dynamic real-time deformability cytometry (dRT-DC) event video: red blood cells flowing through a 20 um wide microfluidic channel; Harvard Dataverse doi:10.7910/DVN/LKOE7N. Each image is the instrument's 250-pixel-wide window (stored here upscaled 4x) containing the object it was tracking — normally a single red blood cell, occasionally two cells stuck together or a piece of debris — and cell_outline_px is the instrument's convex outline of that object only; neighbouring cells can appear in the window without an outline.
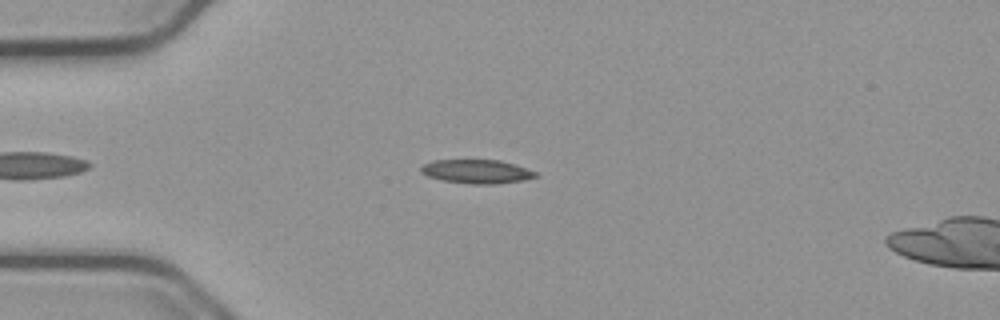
{"species": "common noctule bat (a hibernating species)", "species_latin": "Nyctalus noctula", "temperature_condition": "cold", "stored_images_in_passage": 47, "camera_frame_rate_fps": 3000, "um_per_image_px": 0.085, "animal": {"sex": "male", "body_mass_g": 23.1, "forearm_length_mm": 52.7}, "frame": {"image": 1, "passage_image": 10, "time_ms": 3.0, "image_size_px": [1000, 320], "cell_outline_px": [[536, 176], [524, 180], [496, 184], [472, 184], [440, 180], [428, 176], [420, 172], [420, 168], [424, 164], [432, 160], [500, 160], [536, 172]], "centroid_in_image_um": [40.46, 14.58], "position_along_channel_um": 44.5, "area_um2": 15.78}}
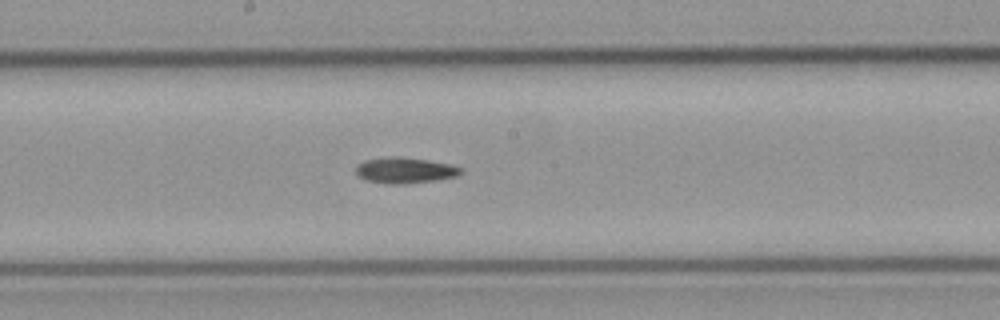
{"frame": {"image": 2, "passage_image": 25, "time_ms": 8.0, "image_size_px": [1000, 320], "cell_outline_px": [[464, 168], [456, 176], [432, 180], [404, 184], [388, 184], [364, 180], [356, 172], [356, 168], [364, 160], [388, 156], [400, 156], [428, 160], [448, 164]], "centroid_in_image_um": [34.38, 14.47], "position_along_channel_um": 213.8, "area_um2": 15.66}}
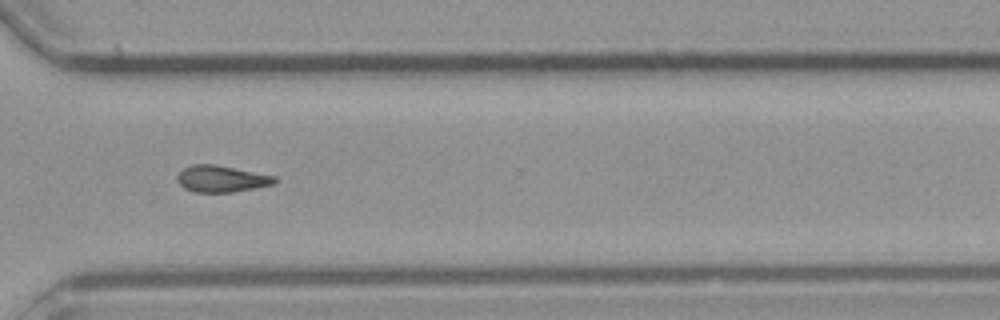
{"frame": {"image": 3, "passage_image": 36, "time_ms": 11.667, "image_size_px": [1000, 320], "cell_outline_px": [[276, 180], [272, 184], [256, 188], [232, 192], [196, 192], [184, 188], [176, 180], [176, 176], [184, 168], [192, 164], [216, 164], [276, 176]], "centroid_in_image_um": [18.8, 15.19], "position_along_channel_um": 351.8, "area_um2": 15.09}}